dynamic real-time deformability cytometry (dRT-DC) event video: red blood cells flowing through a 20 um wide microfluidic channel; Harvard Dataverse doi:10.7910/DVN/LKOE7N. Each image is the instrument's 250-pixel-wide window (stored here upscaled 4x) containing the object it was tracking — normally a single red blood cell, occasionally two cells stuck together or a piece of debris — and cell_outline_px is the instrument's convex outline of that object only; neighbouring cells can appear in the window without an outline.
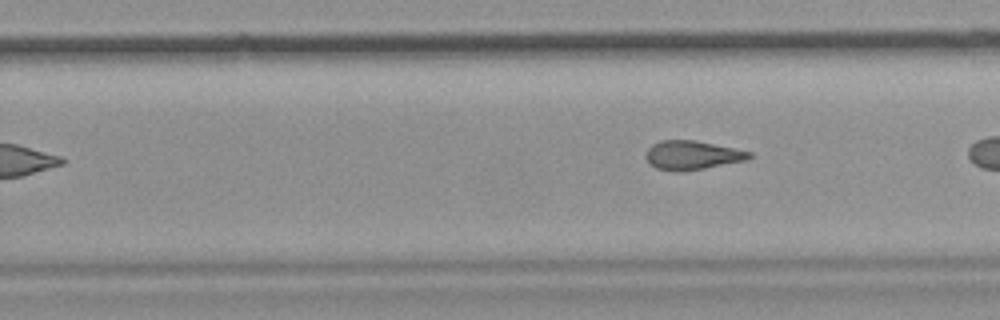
{"species": "common noctule bat (a hibernating species)", "species_latin": "Nyctalus noctula", "temperature_condition": "room temperature", "stored_images_in_passage": 9, "segment_of_instrument_passage": [2, 2], "camera_frame_rate_fps": 3000, "um_per_image_px": 0.085, "animal": {"sex": "female", "body_mass_g": 19.9}, "frame": {"image": 1, "passage_image": 9, "time_ms": 10.0, "image_size_px": [1000, 320], "cell_outline_px": [[752, 156], [748, 160], [704, 168], [680, 172], [676, 172], [656, 168], [648, 164], [644, 156], [648, 148], [652, 144], [660, 140], [692, 140], [752, 152]], "centroid_in_image_um": [58.78, 13.2], "position_along_channel_um": 271.0, "area_um2": 17.46}}